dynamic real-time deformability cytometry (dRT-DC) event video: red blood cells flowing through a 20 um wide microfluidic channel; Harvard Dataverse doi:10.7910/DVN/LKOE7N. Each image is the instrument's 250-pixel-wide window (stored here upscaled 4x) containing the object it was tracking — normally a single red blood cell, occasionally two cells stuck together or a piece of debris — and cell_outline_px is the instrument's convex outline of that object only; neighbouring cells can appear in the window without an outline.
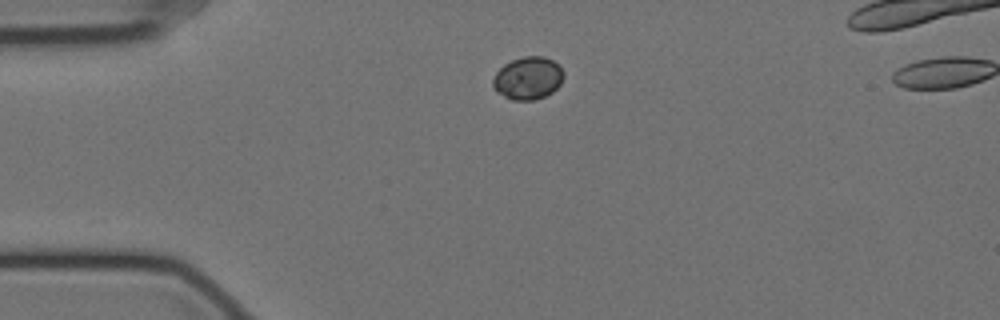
{"species": "Egyptian fruit bat (a non-hibernating species)", "species_latin": "Rousettus aegyptiacus", "temperature_condition": "cold", "stored_images_in_passage": 45, "camera_frame_rate_fps": 3000, "um_per_image_px": 0.085, "animal": {"sex": "female"}, "frame": {"image": 1, "passage_image": 1, "time_ms": 0.0, "image_size_px": [1000, 320], "cell_outline_px": [[564, 76], [560, 84], [552, 92], [544, 96], [532, 100], [512, 100], [496, 92], [492, 84], [492, 80], [496, 72], [504, 64], [512, 60], [524, 56], [544, 56], [560, 64], [564, 72]], "centroid_in_image_um": [44.88, 6.63], "position_along_channel_um": 40.1, "area_um2": 17.69}}
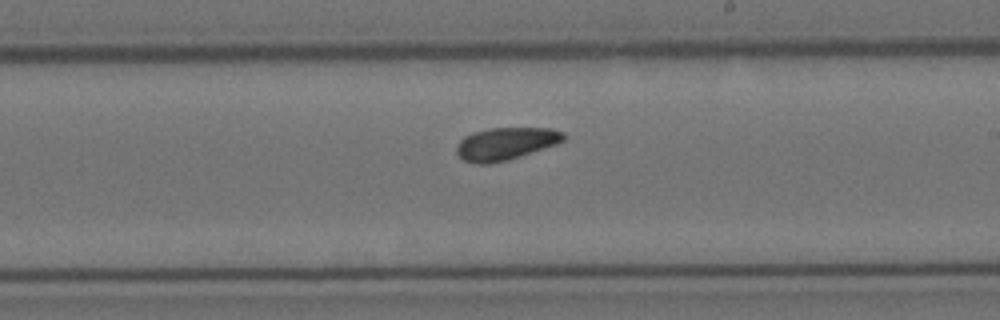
{"frame": {"image": 2, "passage_image": 21, "time_ms": 6.667, "image_size_px": [1000, 320], "cell_outline_px": [[564, 140], [556, 144], [508, 160], [488, 164], [476, 164], [464, 160], [456, 152], [456, 148], [460, 140], [464, 136], [472, 132], [492, 128], [552, 128], [564, 132]], "centroid_in_image_um": [42.97, 12.21], "position_along_channel_um": 246.0, "area_um2": 20.17}}
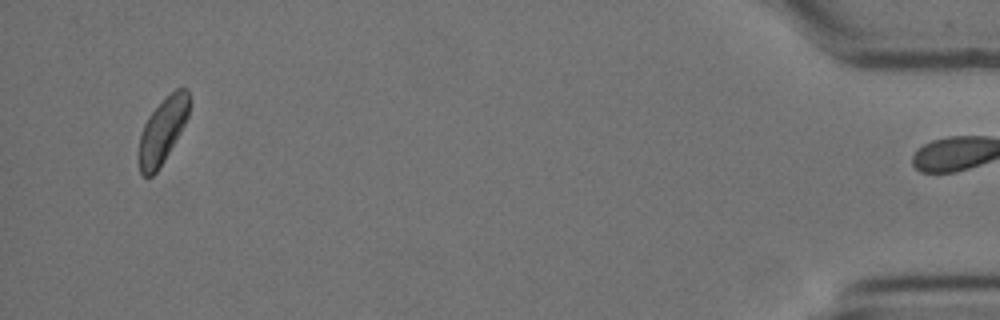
{"frame": {"image": 3, "passage_image": 43, "time_ms": 14.0, "image_size_px": [1000, 320], "cell_outline_px": [[188, 116], [180, 132], [164, 160], [156, 172], [152, 176], [140, 176], [140, 136], [144, 124], [148, 116], [176, 88], [188, 88]], "centroid_in_image_um": [13.81, 11.11], "position_along_channel_um": 421.4, "area_um2": 18.44}}